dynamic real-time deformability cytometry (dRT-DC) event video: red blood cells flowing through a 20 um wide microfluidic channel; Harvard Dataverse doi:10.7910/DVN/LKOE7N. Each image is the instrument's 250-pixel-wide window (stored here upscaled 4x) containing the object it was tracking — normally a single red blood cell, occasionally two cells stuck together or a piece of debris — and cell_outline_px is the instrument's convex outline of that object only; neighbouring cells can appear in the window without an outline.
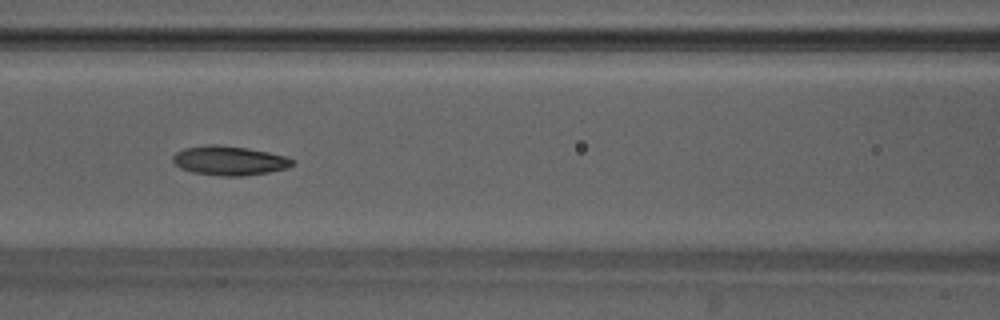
{"species": "Egyptian fruit bat (a non-hibernating species)", "species_latin": "Rousettus aegyptiacus", "temperature_condition": "warm", "stored_images_in_passage": 24, "camera_frame_rate_fps": 3000, "um_per_image_px": 0.085, "animal": {"sex": "male"}, "frame": {"image": 1, "passage_image": 14, "time_ms": 4.333, "image_size_px": [1000, 320], "cell_outline_px": [[296, 164], [288, 168], [268, 172], [244, 176], [220, 176], [192, 172], [180, 168], [172, 160], [172, 156], [176, 152], [184, 148], [208, 144], [216, 144], [248, 148], [288, 156], [296, 160]], "centroid_in_image_um": [19.53, 13.65], "position_along_channel_um": 147.1, "area_um2": 20.69}}
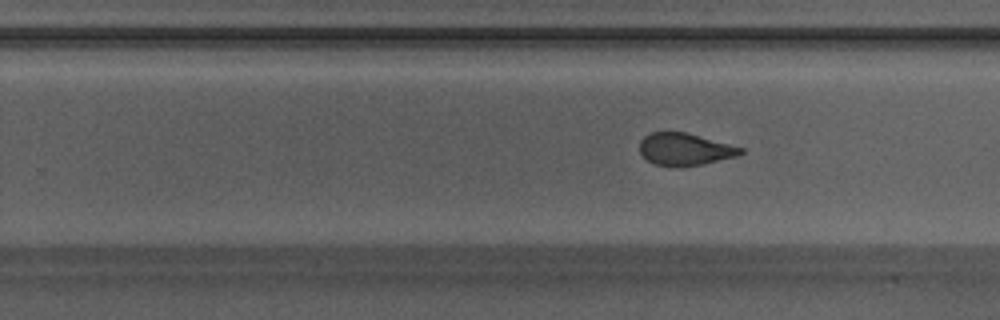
{"frame": {"image": 2, "passage_image": 24, "time_ms": 7.667, "image_size_px": [1000, 320], "cell_outline_px": [[744, 152], [736, 156], [700, 164], [680, 168], [676, 168], [652, 164], [640, 152], [640, 140], [648, 132], [688, 132], [744, 148]], "centroid_in_image_um": [58.18, 12.69], "position_along_channel_um": 271.6, "area_um2": 19.19}}